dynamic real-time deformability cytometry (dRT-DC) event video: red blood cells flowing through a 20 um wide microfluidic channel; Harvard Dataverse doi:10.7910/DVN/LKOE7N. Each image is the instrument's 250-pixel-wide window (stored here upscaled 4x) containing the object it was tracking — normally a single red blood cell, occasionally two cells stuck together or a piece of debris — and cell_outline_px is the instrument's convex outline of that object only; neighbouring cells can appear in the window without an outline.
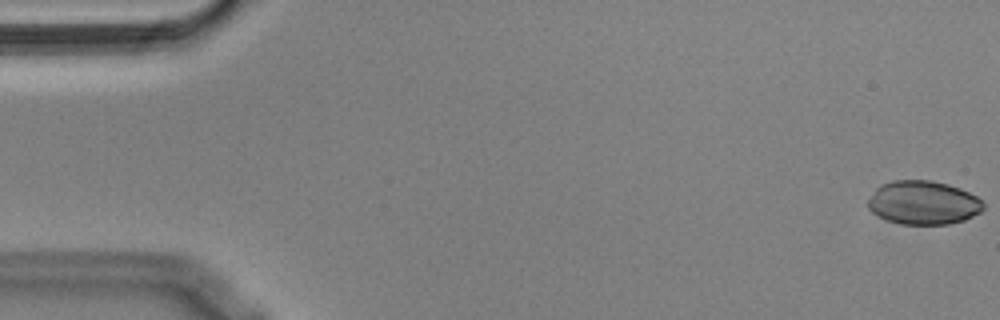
{"species": "Egyptian fruit bat (a non-hibernating species)", "species_latin": "Rousettus aegyptiacus", "temperature_condition": "cold", "stored_images_in_passage": 56, "camera_frame_rate_fps": 3000, "um_per_image_px": 0.085, "animal": {"sex": "male"}, "frame": {"image": 1, "passage_image": 1, "time_ms": 0.0, "image_size_px": [1000, 320], "cell_outline_px": [[984, 208], [980, 212], [964, 220], [948, 224], [900, 224], [888, 220], [872, 212], [868, 208], [868, 200], [876, 188], [880, 184], [892, 180], [928, 180], [948, 184], [960, 188], [976, 196], [984, 204]], "centroid_in_image_um": [78.47, 17.22], "position_along_channel_um": 6.5, "area_um2": 29.3}}
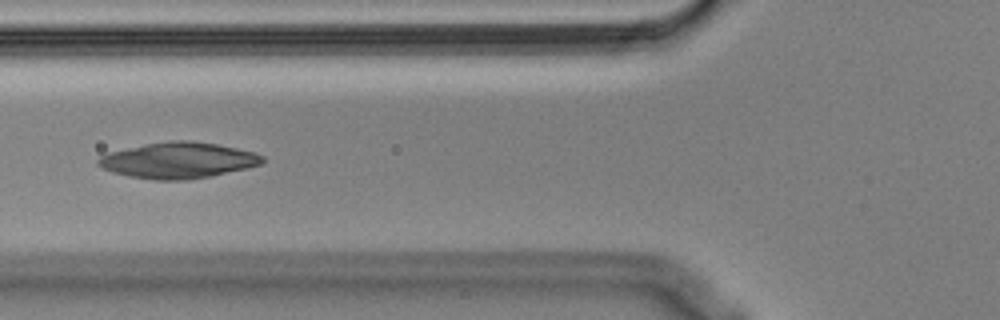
{"frame": {"image": 2, "passage_image": 21, "time_ms": 6.667, "image_size_px": [1000, 320], "cell_outline_px": [[264, 160], [260, 164], [248, 168], [212, 176], [184, 180], [152, 180], [128, 176], [112, 172], [96, 164], [96, 160], [100, 156], [108, 152], [148, 144], [172, 140], [188, 140], [216, 144], [256, 152], [264, 156]], "centroid_in_image_um": [15.15, 13.64], "position_along_channel_um": 110.6, "area_um2": 34.39}}
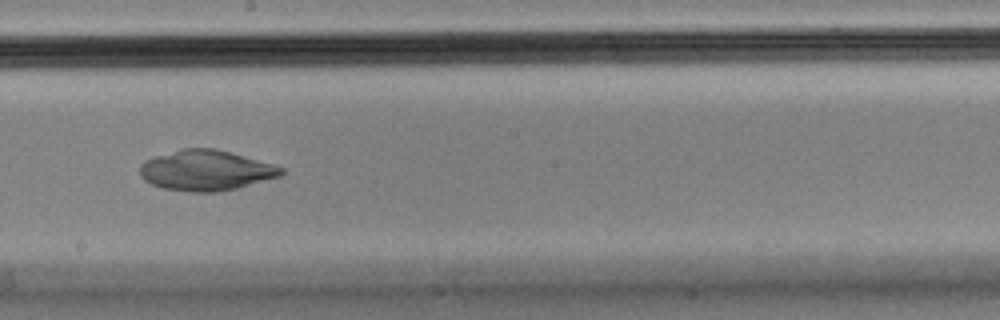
{"frame": {"image": 3, "passage_image": 31, "time_ms": 10.0, "image_size_px": [1000, 320], "cell_outline_px": [[284, 172], [280, 176], [236, 188], [216, 192], [188, 192], [164, 188], [152, 184], [144, 180], [140, 176], [140, 164], [144, 160], [180, 148], [216, 148], [272, 164], [284, 168]], "centroid_in_image_um": [17.47, 14.48], "position_along_channel_um": 230.7, "area_um2": 33.18}}